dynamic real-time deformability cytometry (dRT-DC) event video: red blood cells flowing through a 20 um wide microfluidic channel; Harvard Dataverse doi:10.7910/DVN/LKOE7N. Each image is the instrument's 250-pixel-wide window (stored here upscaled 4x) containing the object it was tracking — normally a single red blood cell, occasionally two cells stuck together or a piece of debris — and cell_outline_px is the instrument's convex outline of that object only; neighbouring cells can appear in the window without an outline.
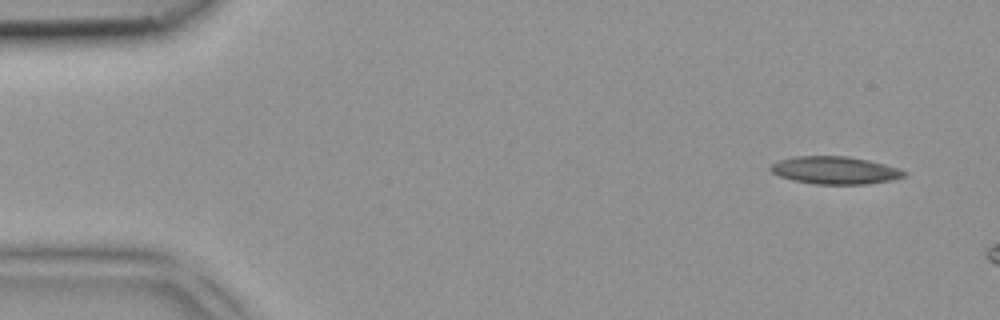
{"species": "common noctule bat (a hibernating species)", "species_latin": "Nyctalus noctula", "temperature_condition": "room temperature", "stored_images_in_passage": 5, "segment_of_instrument_passage": [2, 2], "camera_frame_rate_fps": 3000, "um_per_image_px": 0.085, "animal": {"sex": "female", "body_mass_g": 18.4}, "frame": {"image": 1, "passage_image": 5, "time_ms": 1.333, "image_size_px": [1000, 320], "cell_outline_px": [[908, 176], [892, 180], [864, 184], [816, 184], [792, 180], [780, 176], [772, 172], [768, 168], [772, 164], [780, 160], [796, 156], [848, 156], [868, 160], [900, 168], [908, 172]], "centroid_in_image_um": [71.02, 14.47], "position_along_channel_um": 14.0, "area_um2": 21.56}}